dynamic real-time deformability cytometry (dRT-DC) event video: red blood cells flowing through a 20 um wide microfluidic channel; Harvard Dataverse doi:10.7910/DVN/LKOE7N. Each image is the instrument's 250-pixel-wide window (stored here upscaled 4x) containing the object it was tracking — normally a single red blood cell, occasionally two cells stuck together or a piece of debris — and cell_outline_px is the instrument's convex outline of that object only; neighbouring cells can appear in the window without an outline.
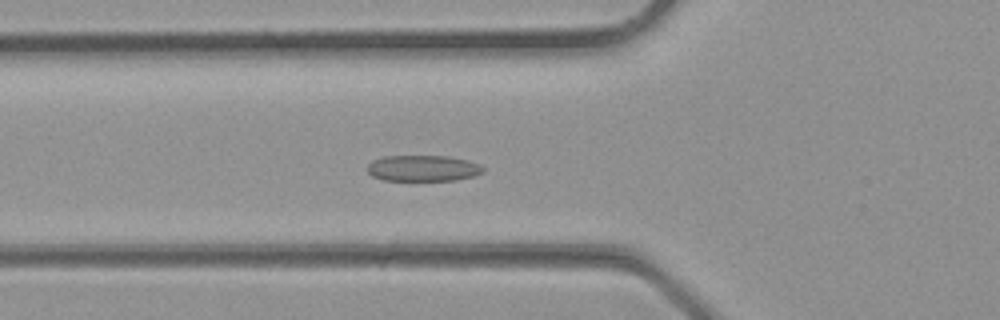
{"species": "common noctule bat (a hibernating species)", "species_latin": "Nyctalus noctula", "temperature_condition": "room temperature", "stored_images_in_passage": 26, "camera_frame_rate_fps": 3000, "um_per_image_px": 0.085, "animal": {"sex": "male", "body_mass_g": 23.1, "forearm_length_mm": 52.7}, "frame": {"image": 1, "passage_image": 7, "time_ms": 2.0, "image_size_px": [1000, 320], "cell_outline_px": [[484, 172], [472, 176], [456, 180], [384, 180], [372, 176], [368, 172], [368, 164], [372, 160], [384, 156], [448, 156], [468, 160], [480, 164], [484, 168]], "centroid_in_image_um": [35.96, 14.29], "position_along_channel_um": 89.8, "area_um2": 17.57}}
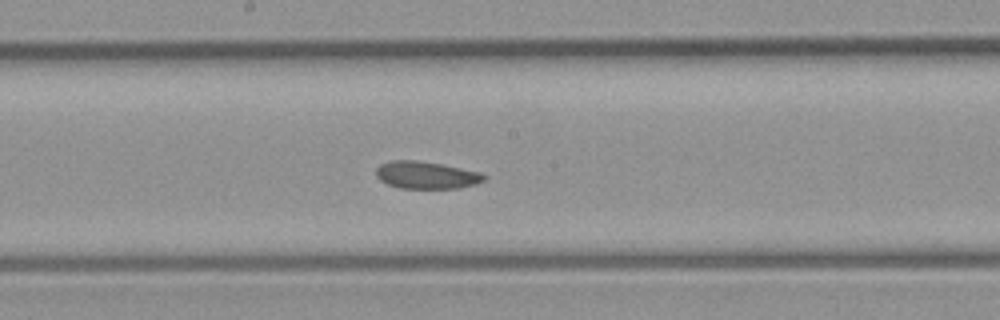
{"frame": {"image": 2, "passage_image": 13, "time_ms": 4.0, "image_size_px": [1000, 320], "cell_outline_px": [[488, 176], [484, 180], [476, 184], [460, 188], [400, 188], [388, 184], [380, 180], [376, 176], [376, 168], [380, 164], [392, 160], [416, 160], [440, 164], [480, 172]], "centroid_in_image_um": [36.23, 14.88], "position_along_channel_um": 212.0, "area_um2": 17.17}}
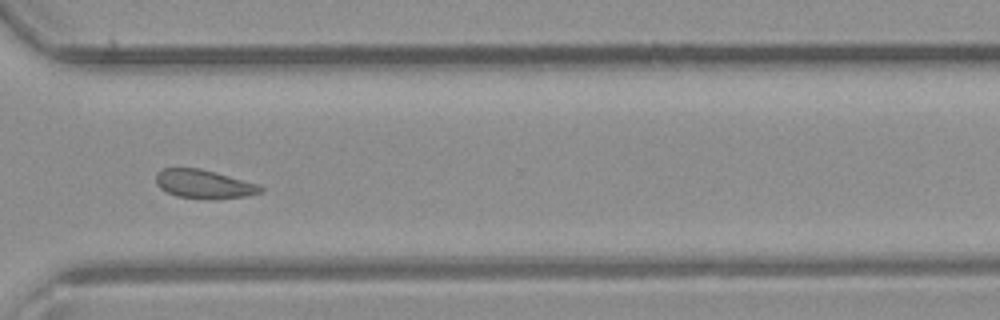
{"frame": {"image": 3, "passage_image": 20, "time_ms": 6.333, "image_size_px": [1000, 320], "cell_outline_px": [[264, 192], [244, 196], [212, 200], [176, 196], [160, 188], [156, 184], [156, 172], [160, 168], [200, 168], [260, 184], [264, 188]], "centroid_in_image_um": [17.35, 15.65], "position_along_channel_um": 353.3, "area_um2": 17.74}}